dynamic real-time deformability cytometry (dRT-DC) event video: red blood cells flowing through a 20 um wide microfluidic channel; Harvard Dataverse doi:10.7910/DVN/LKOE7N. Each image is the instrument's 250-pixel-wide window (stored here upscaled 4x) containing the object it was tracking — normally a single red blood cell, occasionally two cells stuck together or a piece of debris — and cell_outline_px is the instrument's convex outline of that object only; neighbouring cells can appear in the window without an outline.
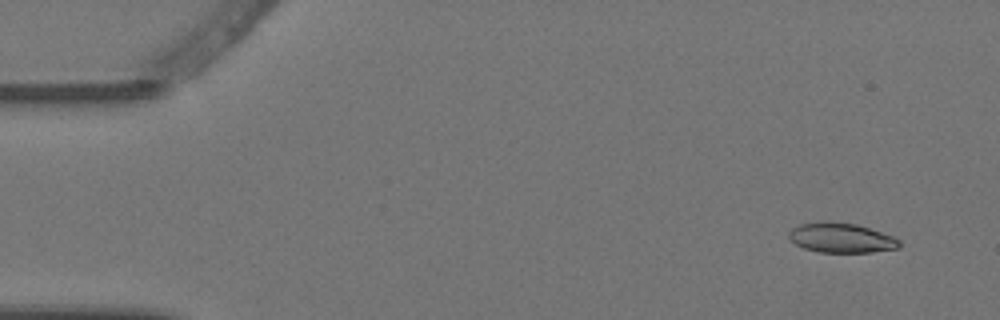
{"species": "Egyptian fruit bat (a non-hibernating species)", "species_latin": "Rousettus aegyptiacus", "temperature_condition": "warm", "stored_images_in_passage": 5, "camera_frame_rate_fps": 3000, "um_per_image_px": 0.085, "animal": {"sex": "female"}, "frame": {"image": 1, "passage_image": 1, "time_ms": 0.0, "image_size_px": [1000, 320], "cell_outline_px": [[900, 248], [872, 252], [820, 252], [804, 248], [796, 244], [788, 236], [788, 232], [792, 228], [800, 224], [820, 220], [828, 220], [856, 224], [892, 236], [900, 240]], "centroid_in_image_um": [71.48, 20.2], "position_along_channel_um": 13.5, "area_um2": 19.25}}